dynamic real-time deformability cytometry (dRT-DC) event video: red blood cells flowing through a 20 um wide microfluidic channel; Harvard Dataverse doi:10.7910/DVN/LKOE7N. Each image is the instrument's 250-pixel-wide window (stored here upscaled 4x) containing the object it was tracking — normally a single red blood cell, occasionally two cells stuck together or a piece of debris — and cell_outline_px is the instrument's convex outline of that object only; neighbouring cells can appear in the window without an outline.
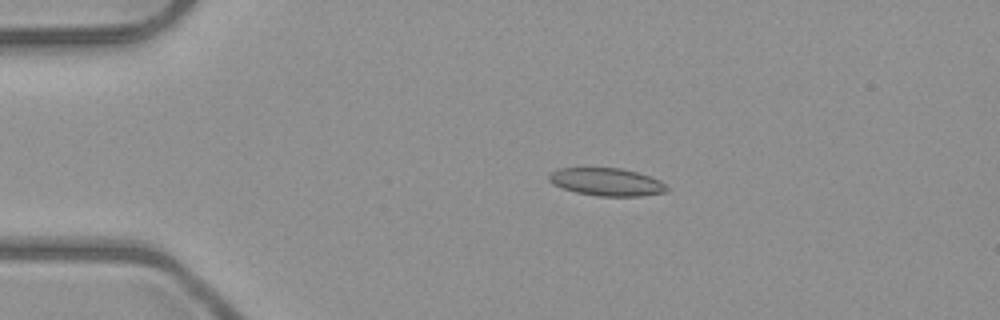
{"species": "common noctule bat (a hibernating species)", "species_latin": "Nyctalus noctula", "temperature_condition": "room temperature", "stored_images_in_passage": 6, "camera_frame_rate_fps": 3000, "um_per_image_px": 0.085, "animal": {"sex": "male", "body_mass_g": 23.1, "forearm_length_mm": 52.7}, "frame": {"image": 1, "passage_image": 4, "time_ms": 3.667, "image_size_px": [1000, 320], "cell_outline_px": [[668, 192], [640, 196], [596, 196], [576, 192], [552, 184], [548, 180], [548, 176], [552, 172], [560, 168], [620, 168], [636, 172], [660, 180], [668, 188]], "centroid_in_image_um": [51.57, 15.47], "position_along_channel_um": 33.4, "area_um2": 18.96}}
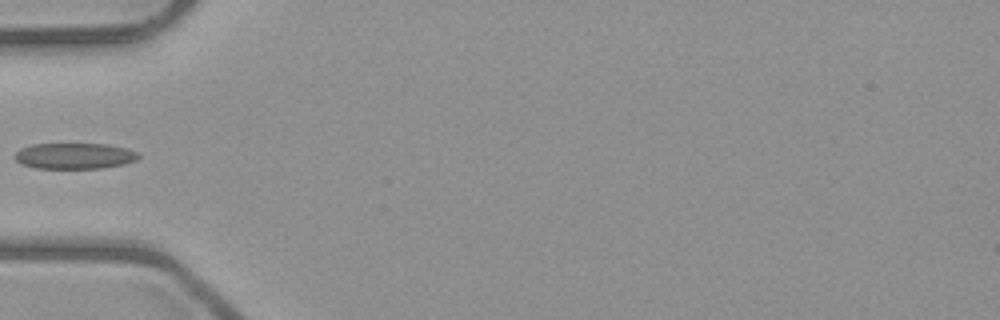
{"frame": {"image": 2, "passage_image": 6, "time_ms": 6.0, "image_size_px": [1000, 320], "cell_outline_px": [[140, 156], [136, 160], [124, 164], [100, 168], [36, 168], [20, 164], [12, 156], [20, 148], [32, 144], [108, 144], [128, 148], [136, 152]], "centroid_in_image_um": [6.31, 13.25], "position_along_channel_um": 78.7, "area_um2": 18.79}}